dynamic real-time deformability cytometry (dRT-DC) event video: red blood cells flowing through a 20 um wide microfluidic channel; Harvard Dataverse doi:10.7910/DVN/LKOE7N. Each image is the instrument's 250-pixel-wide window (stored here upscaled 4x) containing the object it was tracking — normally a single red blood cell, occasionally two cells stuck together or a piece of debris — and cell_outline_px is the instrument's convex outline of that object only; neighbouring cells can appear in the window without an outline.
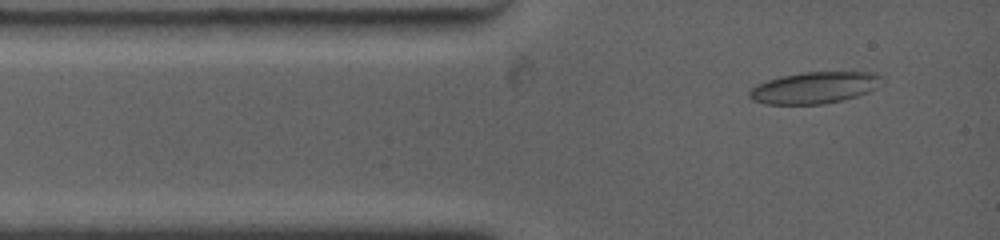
{"species": "common noctule bat (a hibernating species)", "species_latin": "Nyctalus noctula", "temperature_condition": "warm", "stored_images_in_passage": 15, "camera_frame_rate_fps": 4500, "um_per_image_px": 0.085, "animal": {"sex": "female", "body_mass_g": 19.0, "forearm_length_mm": 53.3}, "frame": {"image": 1, "passage_image": 3, "time_ms": 0.667, "image_size_px": [1000, 240], "cell_outline_px": [[880, 76], [876, 88], [868, 92], [856, 96], [840, 100], [820, 104], [764, 104], [752, 100], [748, 96], [748, 92], [756, 84], [780, 76], [804, 72], [876, 72]], "centroid_in_image_um": [69.16, 7.45], "position_along_channel_um": 15.8, "area_um2": 24.16}}
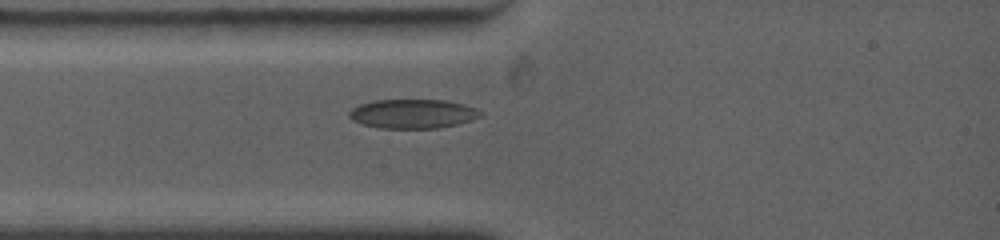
{"frame": {"image": 2, "passage_image": 7, "time_ms": 2.222, "image_size_px": [1000, 240], "cell_outline_px": [[480, 116], [472, 120], [456, 124], [436, 128], [380, 128], [364, 124], [352, 120], [348, 116], [348, 112], [352, 108], [360, 104], [372, 100], [444, 100], [464, 104], [476, 108], [480, 112]], "centroid_in_image_um": [35.05, 9.66], "position_along_channel_um": 49.9, "area_um2": 22.2}}
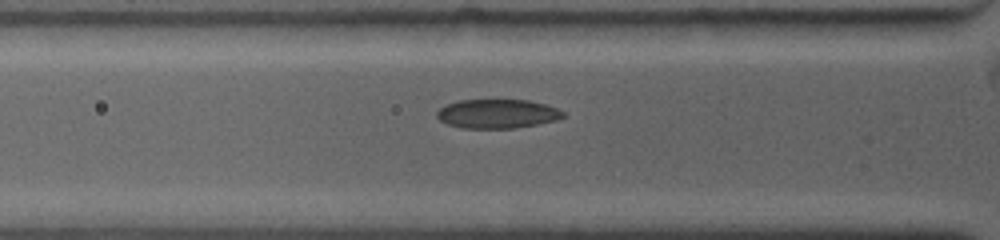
{"frame": {"image": 3, "passage_image": 11, "time_ms": 3.111, "image_size_px": [1000, 240], "cell_outline_px": [[564, 116], [556, 120], [536, 124], [512, 128], [464, 128], [448, 124], [440, 120], [436, 116], [436, 112], [440, 108], [448, 104], [460, 100], [528, 100], [544, 104], [556, 108], [564, 112]], "centroid_in_image_um": [42.25, 9.67], "position_along_channel_um": 83.5, "area_um2": 21.1}}